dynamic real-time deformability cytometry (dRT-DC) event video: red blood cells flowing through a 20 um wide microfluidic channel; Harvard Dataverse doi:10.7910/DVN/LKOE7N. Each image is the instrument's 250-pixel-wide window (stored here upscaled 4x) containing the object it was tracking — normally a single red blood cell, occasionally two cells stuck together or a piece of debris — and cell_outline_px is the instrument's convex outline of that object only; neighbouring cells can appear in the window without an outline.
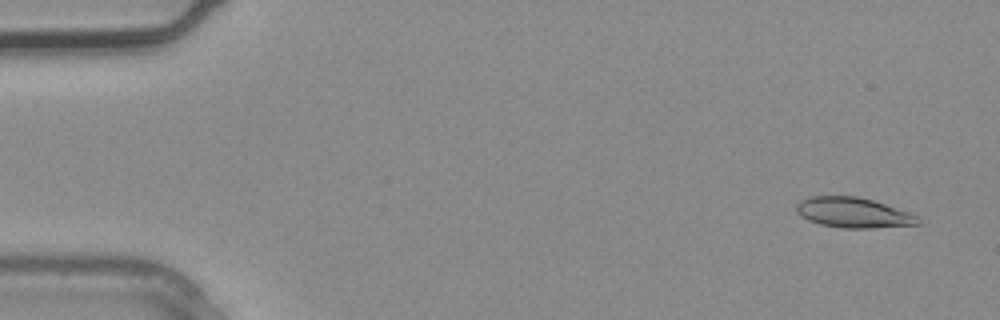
{"species": "common noctule bat (a hibernating species)", "species_latin": "Nyctalus noctula", "temperature_condition": "warm", "stored_images_in_passage": 2, "camera_frame_rate_fps": 3000, "um_per_image_px": 0.085, "animal": {"sex": "male", "body_mass_g": 20.4}, "frame": {"image": 1, "passage_image": 1, "time_ms": 0.0, "image_size_px": [1000, 320], "cell_outline_px": [[920, 224], [872, 228], [844, 228], [820, 224], [808, 220], [800, 216], [796, 212], [796, 204], [800, 200], [812, 196], [856, 196], [872, 200], [912, 212], [920, 220]], "centroid_in_image_um": [72.53, 18.07], "position_along_channel_um": 12.5, "area_um2": 21.5}}